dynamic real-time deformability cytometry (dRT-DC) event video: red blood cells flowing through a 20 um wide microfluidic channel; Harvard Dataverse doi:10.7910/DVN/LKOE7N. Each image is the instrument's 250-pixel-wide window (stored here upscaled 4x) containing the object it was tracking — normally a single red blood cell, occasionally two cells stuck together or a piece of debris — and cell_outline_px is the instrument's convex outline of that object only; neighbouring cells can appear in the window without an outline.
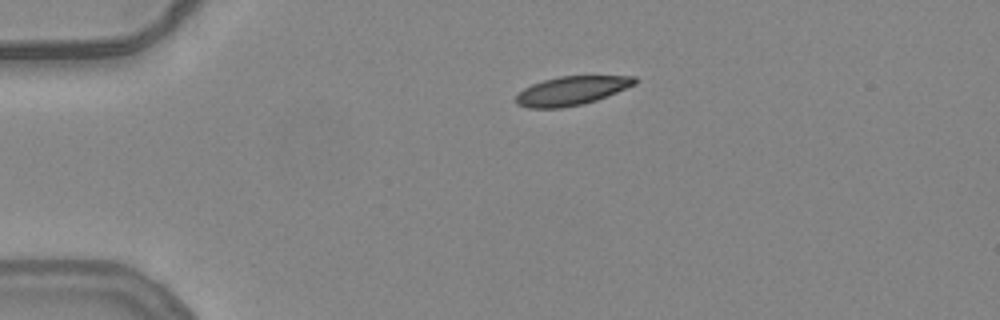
{"species": "common noctule bat (a hibernating species)", "species_latin": "Nyctalus noctula", "temperature_condition": "warm", "stored_images_in_passage": 27, "camera_frame_rate_fps": 3000, "um_per_image_px": 0.085, "animal": {"sex": "female", "body_mass_g": 24.6, "forearm_length_mm": 56.2}, "frame": {"image": 1, "passage_image": 1, "time_ms": 0.0, "image_size_px": [1000, 320], "cell_outline_px": [[640, 80], [636, 84], [596, 100], [584, 104], [560, 108], [528, 108], [516, 104], [516, 96], [524, 88], [532, 84], [544, 80], [560, 76], [636, 76]], "centroid_in_image_um": [48.6, 7.71], "position_along_channel_um": 36.4, "area_um2": 19.94}}
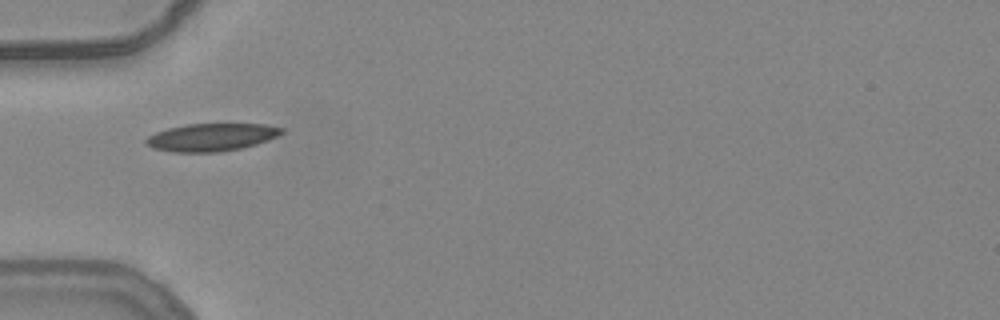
{"frame": {"image": 2, "passage_image": 7, "time_ms": 2.0, "image_size_px": [1000, 320], "cell_outline_px": [[284, 132], [276, 136], [256, 144], [240, 148], [216, 152], [172, 152], [152, 148], [144, 144], [144, 140], [148, 136], [156, 132], [168, 128], [188, 124], [264, 124], [284, 128]], "centroid_in_image_um": [17.92, 11.66], "position_along_channel_um": 67.1, "area_um2": 21.79}}
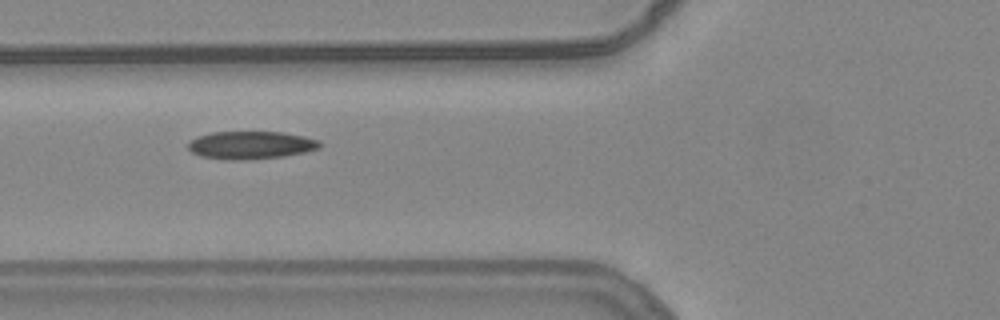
{"frame": {"image": 3, "passage_image": 10, "time_ms": 3.0, "image_size_px": [1000, 320], "cell_outline_px": [[320, 148], [304, 152], [284, 156], [252, 160], [228, 160], [200, 156], [192, 152], [188, 148], [188, 144], [196, 136], [212, 132], [284, 132], [304, 136], [320, 140]], "centroid_in_image_um": [21.32, 12.34], "position_along_channel_um": 104.5, "area_um2": 21.5}}